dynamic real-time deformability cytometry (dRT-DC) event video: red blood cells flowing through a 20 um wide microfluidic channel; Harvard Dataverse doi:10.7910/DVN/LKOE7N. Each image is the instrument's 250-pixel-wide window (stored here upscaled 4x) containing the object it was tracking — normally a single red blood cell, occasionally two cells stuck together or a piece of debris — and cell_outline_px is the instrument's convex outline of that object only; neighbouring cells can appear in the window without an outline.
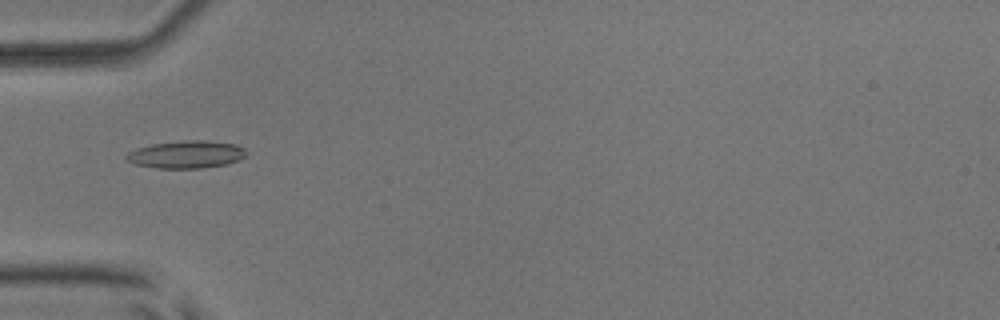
{"species": "common noctule bat (a hibernating species)", "species_latin": "Nyctalus noctula", "temperature_condition": "room temperature", "stored_images_in_passage": 36, "camera_frame_rate_fps": 3000, "um_per_image_px": 0.085, "animal": {"sex": "male", "body_mass_g": 17.9, "forearm_length_mm": 54.2}, "frame": {"image": 1, "passage_image": 1, "time_ms": 0.0, "image_size_px": [1000, 320], "cell_outline_px": [[248, 152], [244, 156], [228, 164], [200, 168], [156, 168], [136, 164], [128, 160], [124, 156], [128, 152], [136, 148], [152, 144], [184, 140], [204, 140], [236, 144], [244, 148]], "centroid_in_image_um": [15.83, 13.12], "position_along_channel_um": 69.2, "area_um2": 19.19}}
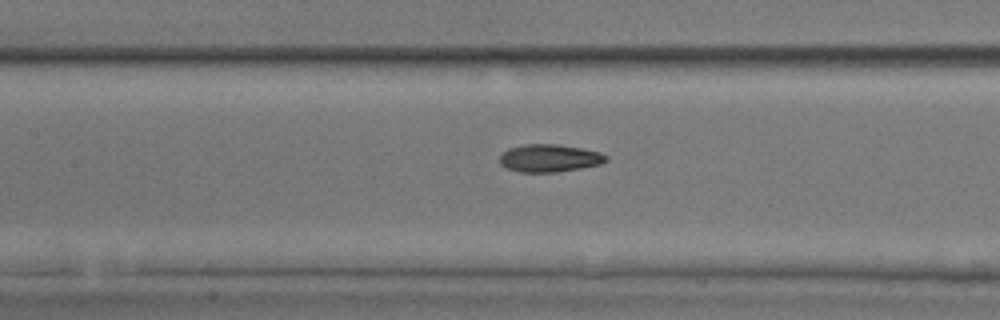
{"frame": {"image": 2, "passage_image": 8, "time_ms": 2.333, "image_size_px": [1000, 320], "cell_outline_px": [[608, 160], [600, 164], [580, 168], [556, 172], [520, 172], [504, 168], [500, 164], [500, 156], [508, 148], [524, 144], [556, 144], [580, 148], [600, 152], [608, 156]], "centroid_in_image_um": [46.68, 13.44], "position_along_channel_um": 160.7, "area_um2": 17.17}}
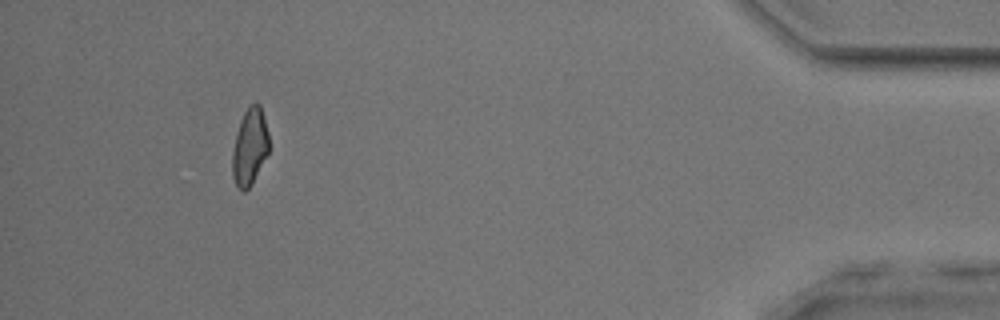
{"frame": {"image": 3, "passage_image": 32, "time_ms": 10.333, "image_size_px": [1000, 320], "cell_outline_px": [[268, 152], [252, 184], [244, 192], [236, 184], [232, 176], [232, 152], [236, 132], [240, 120], [248, 104], [256, 100], [260, 104], [264, 116], [268, 132]], "centroid_in_image_um": [21.22, 12.42], "position_along_channel_um": 414.0, "area_um2": 16.53}, "authors_computed_cell_mechanics": {"area_um2": 16.9354, "velocity_mm_per_s": 3.9405, "shape_relaxation_time_tau1_ms": 5.6163, "shape_relaxation_time_tau2_ms": 2.6608, "deformation_change_tau1": 0.145, "deformation_change_tau2": 0.0851}}